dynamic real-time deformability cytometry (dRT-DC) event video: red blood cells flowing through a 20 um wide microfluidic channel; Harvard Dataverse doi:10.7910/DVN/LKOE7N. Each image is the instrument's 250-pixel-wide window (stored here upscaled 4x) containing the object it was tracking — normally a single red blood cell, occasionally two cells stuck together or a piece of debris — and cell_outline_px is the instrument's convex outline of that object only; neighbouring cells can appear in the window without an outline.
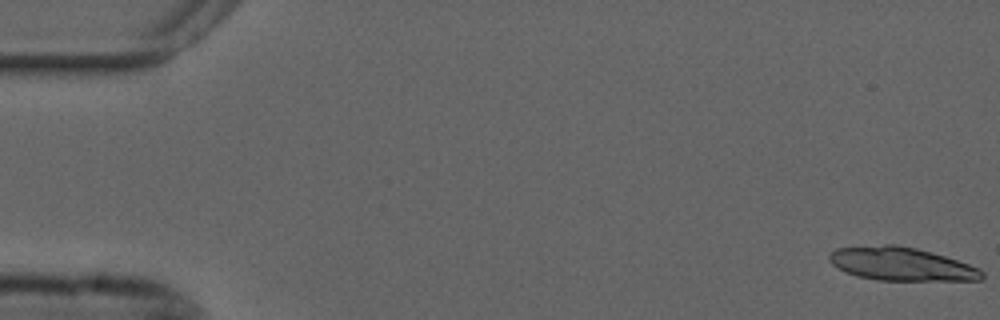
{"species": "common noctule bat (a hibernating species)", "species_latin": "Nyctalus noctula", "temperature_condition": "cold", "stored_images_in_passage": 5, "camera_frame_rate_fps": 3000, "um_per_image_px": 0.085, "animal": {"sex": "male", "forearm_length_mm": 52.5}, "frame": {"image": 1, "passage_image": 1, "time_ms": 0.0, "image_size_px": [1000, 320], "cell_outline_px": [[984, 276], [980, 280], [876, 280], [856, 276], [844, 272], [832, 264], [828, 260], [828, 256], [836, 248], [884, 244], [896, 244], [916, 248], [932, 252], [980, 268], [984, 272]], "centroid_in_image_um": [76.58, 22.44], "position_along_channel_um": 8.4, "area_um2": 29.71}}